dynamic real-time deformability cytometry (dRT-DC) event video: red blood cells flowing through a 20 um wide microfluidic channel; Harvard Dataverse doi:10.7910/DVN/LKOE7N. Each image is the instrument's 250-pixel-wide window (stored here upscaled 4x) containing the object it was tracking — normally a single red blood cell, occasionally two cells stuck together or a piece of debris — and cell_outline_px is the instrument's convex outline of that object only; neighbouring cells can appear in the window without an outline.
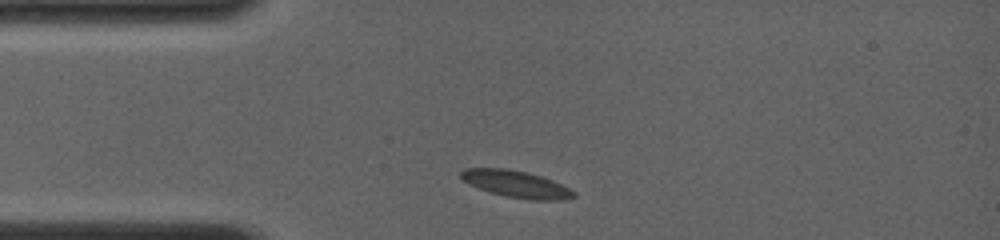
{"species": "common noctule bat (a hibernating species)", "species_latin": "Nyctalus noctula", "temperature_condition": "room temperature", "stored_images_in_passage": 4, "camera_frame_rate_fps": 4000, "um_per_image_px": 0.085, "animal": {"sex": "female", "body_mass_g": 19.0, "forearm_length_mm": 56.7}, "frame": {"image": 1, "passage_image": 1, "time_ms": 0.0, "image_size_px": [1000, 240], "cell_outline_px": [[576, 196], [564, 200], [528, 200], [504, 196], [468, 184], [460, 180], [460, 172], [464, 168], [504, 168], [528, 172], [552, 180], [576, 192]], "centroid_in_image_um": [43.85, 15.64], "position_along_channel_um": 41.1, "area_um2": 17.74}}
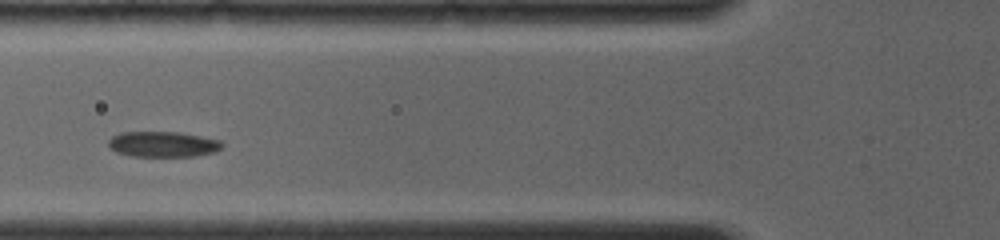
{"frame": {"image": 2, "passage_image": 3, "time_ms": 2.25, "image_size_px": [1000, 240], "cell_outline_px": [[224, 144], [216, 152], [196, 156], [132, 156], [116, 152], [108, 144], [108, 140], [112, 136], [120, 132], [180, 132], [220, 140]], "centroid_in_image_um": [13.86, 12.25], "position_along_channel_um": 111.9, "area_um2": 16.94}}
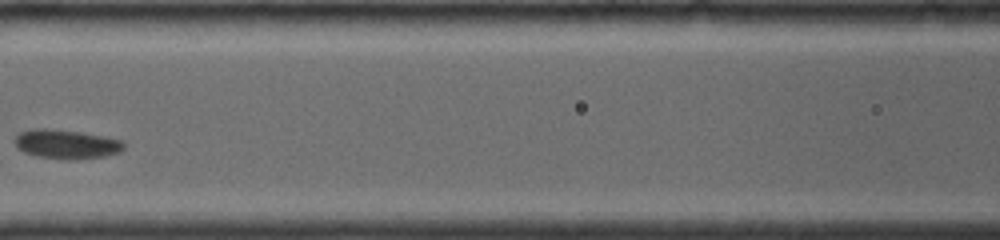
{"frame": {"image": 3, "passage_image": 4, "time_ms": 3.5, "image_size_px": [1000, 240], "cell_outline_px": [[124, 148], [120, 152], [104, 156], [76, 160], [68, 160], [36, 156], [24, 152], [12, 140], [20, 132], [32, 128], [48, 128], [80, 132], [104, 136], [124, 140]], "centroid_in_image_um": [5.65, 12.25], "position_along_channel_um": 160.9, "area_um2": 18.73}}